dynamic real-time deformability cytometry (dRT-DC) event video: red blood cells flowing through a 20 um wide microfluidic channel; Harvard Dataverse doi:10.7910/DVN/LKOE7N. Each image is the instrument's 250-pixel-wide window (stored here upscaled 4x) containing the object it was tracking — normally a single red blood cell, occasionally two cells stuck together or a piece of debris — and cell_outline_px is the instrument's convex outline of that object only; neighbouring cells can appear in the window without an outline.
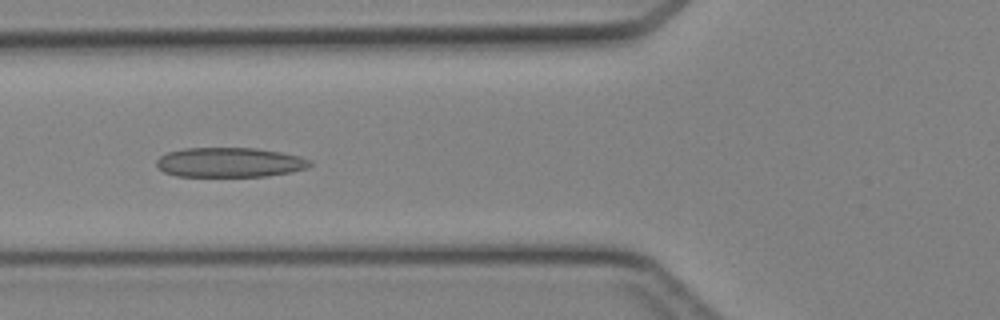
{"species": "Egyptian fruit bat (a non-hibernating species)", "species_latin": "Rousettus aegyptiacus", "temperature_condition": "cold", "stored_images_in_passage": 45, "camera_frame_rate_fps": 3000, "um_per_image_px": 0.085, "animal": {"sex": "female"}, "frame": {"image": 1, "passage_image": 17, "time_ms": 5.333, "image_size_px": [1000, 320], "cell_outline_px": [[312, 164], [308, 168], [292, 172], [264, 176], [176, 176], [164, 172], [156, 168], [156, 160], [160, 156], [168, 152], [184, 148], [256, 148], [280, 152], [300, 156], [312, 160]], "centroid_in_image_um": [19.52, 13.8], "position_along_channel_um": 106.3, "area_um2": 26.7}}
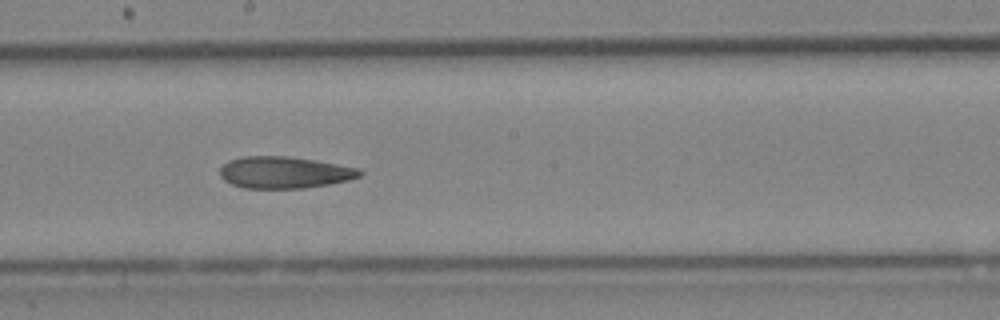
{"frame": {"image": 2, "passage_image": 25, "time_ms": 8.0, "image_size_px": [1000, 320], "cell_outline_px": [[364, 172], [360, 176], [348, 180], [328, 184], [304, 188], [244, 188], [232, 184], [224, 180], [220, 176], [220, 168], [228, 160], [244, 156], [288, 156], [360, 168]], "centroid_in_image_um": [24.16, 14.65], "position_along_channel_um": 224.0, "area_um2": 25.78}}
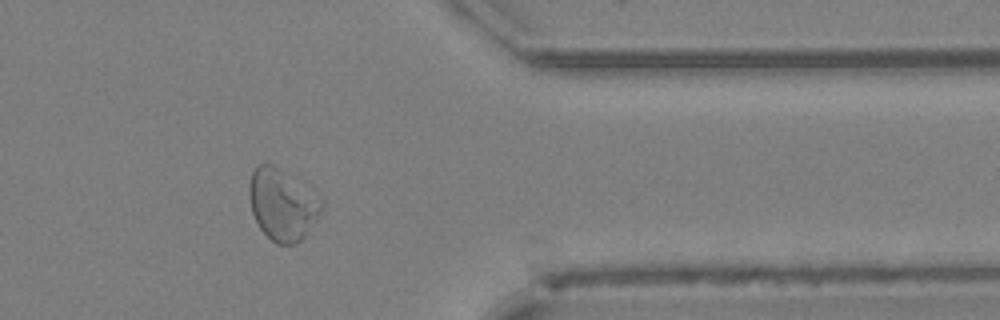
{"frame": {"image": 3, "passage_image": 37, "time_ms": 12.0, "image_size_px": [1000, 320], "cell_outline_px": [[324, 208], [316, 220], [304, 236], [296, 244], [276, 244], [260, 228], [252, 212], [248, 192], [248, 188], [252, 168], [260, 164], [272, 164], [280, 168], [320, 192], [324, 200]], "centroid_in_image_um": [24.05, 17.33], "position_along_channel_um": 387.3, "area_um2": 30.87}}